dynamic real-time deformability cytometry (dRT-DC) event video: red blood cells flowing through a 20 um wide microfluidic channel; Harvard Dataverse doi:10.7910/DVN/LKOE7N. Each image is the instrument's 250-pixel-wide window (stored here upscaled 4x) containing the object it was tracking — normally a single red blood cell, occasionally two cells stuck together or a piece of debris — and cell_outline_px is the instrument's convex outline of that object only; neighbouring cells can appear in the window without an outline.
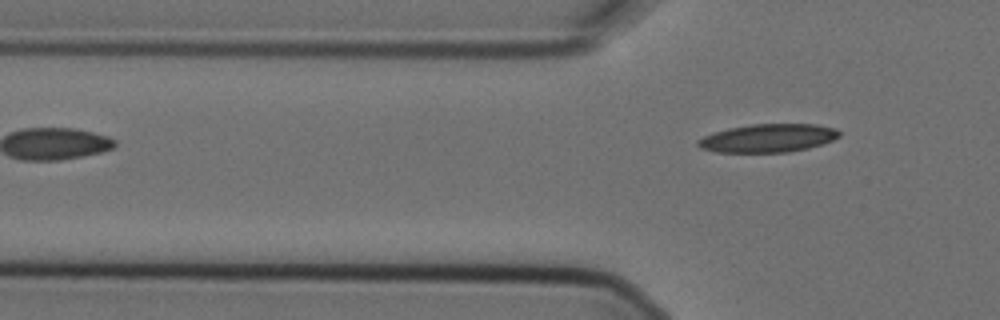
{"species": "Egyptian fruit bat (a non-hibernating species)", "species_latin": "Rousettus aegyptiacus", "temperature_condition": "cold", "stored_images_in_passage": 4, "camera_frame_rate_fps": 3000, "um_per_image_px": 0.085, "animal": {"sex": "female"}, "frame": {"image": 1, "passage_image": 4, "time_ms": 1.0, "image_size_px": [1000, 320], "cell_outline_px": [[840, 136], [832, 140], [808, 148], [788, 152], [716, 152], [700, 148], [696, 144], [696, 140], [704, 136], [728, 128], [752, 124], [816, 124], [836, 128], [840, 132]], "centroid_in_image_um": [65.27, 11.74], "position_along_channel_um": 60.5, "area_um2": 23.24}}